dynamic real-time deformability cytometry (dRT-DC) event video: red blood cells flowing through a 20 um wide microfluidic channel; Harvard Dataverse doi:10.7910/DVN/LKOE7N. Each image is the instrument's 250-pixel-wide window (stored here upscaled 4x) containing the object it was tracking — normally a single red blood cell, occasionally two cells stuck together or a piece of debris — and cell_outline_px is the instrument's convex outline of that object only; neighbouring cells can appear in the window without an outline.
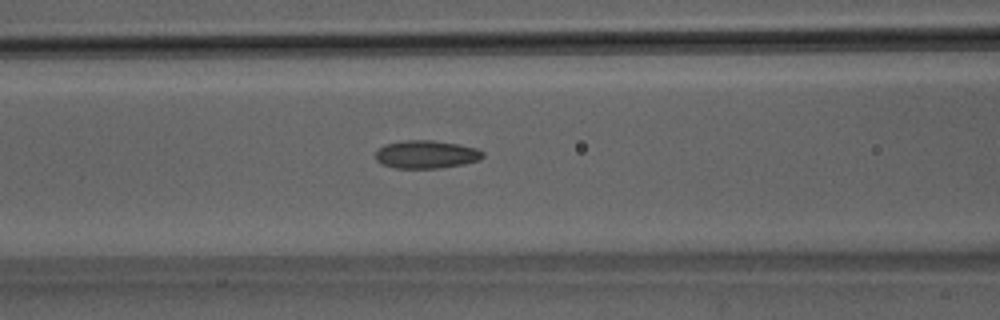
{"species": "Egyptian fruit bat (a non-hibernating species)", "species_latin": "Rousettus aegyptiacus", "temperature_condition": "room temperature", "stored_images_in_passage": 35, "camera_frame_rate_fps": 3000, "um_per_image_px": 0.085, "animal": {"sex": "male"}, "frame": {"image": 1, "passage_image": 6, "time_ms": 1.667, "image_size_px": [1000, 320], "cell_outline_px": [[484, 156], [480, 160], [464, 164], [436, 168], [396, 168], [384, 164], [376, 160], [376, 152], [384, 144], [404, 140], [432, 140], [460, 144], [476, 148], [484, 152]], "centroid_in_image_um": [36.26, 13.11], "position_along_channel_um": 130.3, "area_um2": 17.51}}
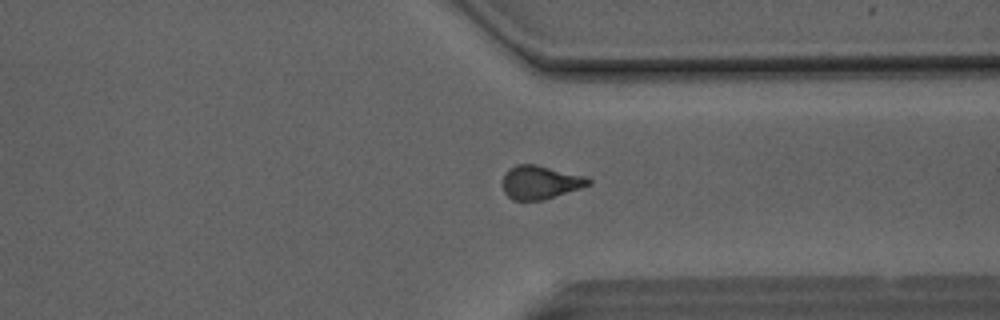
{"frame": {"image": 2, "passage_image": 23, "time_ms": 7.333, "image_size_px": [1000, 320], "cell_outline_px": [[592, 184], [544, 200], [512, 200], [504, 192], [504, 172], [508, 168], [516, 164], [536, 164], [588, 176], [592, 180]], "centroid_in_image_um": [45.95, 15.48], "position_along_channel_um": 365.4, "area_um2": 16.94}}
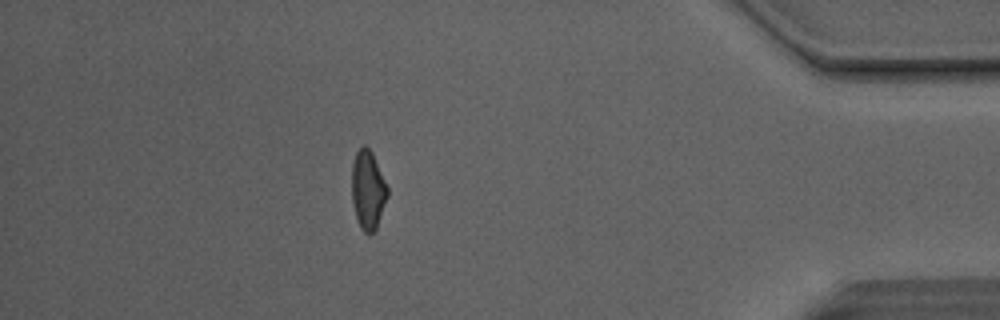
{"frame": {"image": 3, "passage_image": 29, "time_ms": 9.333, "image_size_px": [1000, 320], "cell_outline_px": [[388, 196], [376, 228], [368, 236], [360, 228], [356, 216], [352, 200], [352, 164], [356, 152], [364, 144], [372, 152], [388, 188]], "centroid_in_image_um": [31.27, 16.15], "position_along_channel_um": 403.9, "area_um2": 16.3}, "authors_computed_cell_mechanics": {"area_um2": 16.7042, "velocity_mm_per_s": 4.1506, "shape_relaxation_time_tau1_ms": null, "shape_relaxation_time_tau2_ms": 1.982, "deformation_change_tau1": null, "deformation_change_tau2": 0.0889}}